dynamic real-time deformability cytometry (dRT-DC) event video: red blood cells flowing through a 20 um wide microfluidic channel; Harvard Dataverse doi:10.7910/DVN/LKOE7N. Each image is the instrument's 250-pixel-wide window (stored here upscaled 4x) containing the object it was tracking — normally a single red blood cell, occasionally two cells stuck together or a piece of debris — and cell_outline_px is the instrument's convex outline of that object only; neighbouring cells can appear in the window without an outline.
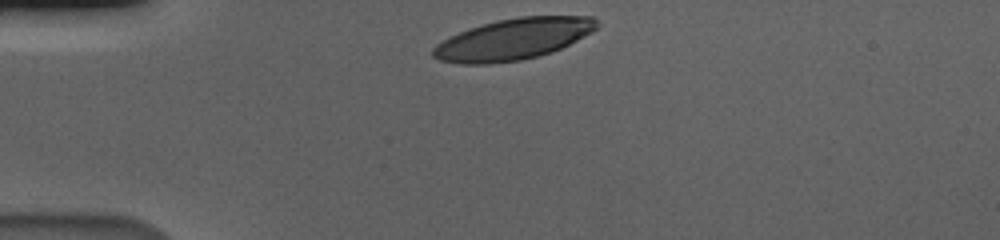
{"species": "human", "species_latin": "Homo sapiens", "temperature_condition": "cold", "stored_images_in_passage": 34, "camera_frame_rate_fps": 3000, "um_per_image_px": 0.085, "donor": {"sex": "male"}, "frame": {"image": 1, "passage_image": 1, "time_ms": 0.0, "image_size_px": [1000, 240], "cell_outline_px": [[596, 28], [592, 32], [552, 52], [520, 60], [488, 64], [460, 64], [440, 60], [432, 56], [432, 48], [436, 44], [448, 36], [468, 28], [496, 20], [520, 16], [592, 16], [596, 20]], "centroid_in_image_um": [43.56, 3.32], "position_along_channel_um": 41.4, "area_um2": 39.3}}
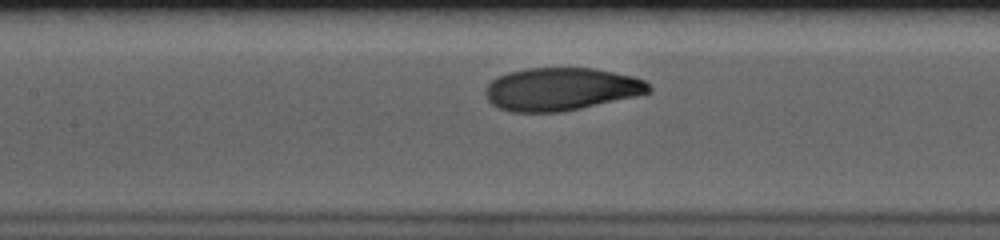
{"frame": {"image": 2, "passage_image": 14, "time_ms": 4.333, "image_size_px": [1000, 240], "cell_outline_px": [[652, 92], [636, 96], [580, 108], [560, 112], [512, 112], [500, 108], [492, 104], [488, 100], [484, 92], [488, 84], [492, 80], [508, 72], [528, 68], [592, 68], [632, 76], [644, 80], [652, 88]], "centroid_in_image_um": [47.69, 7.58], "position_along_channel_um": 159.7, "area_um2": 40.58}}
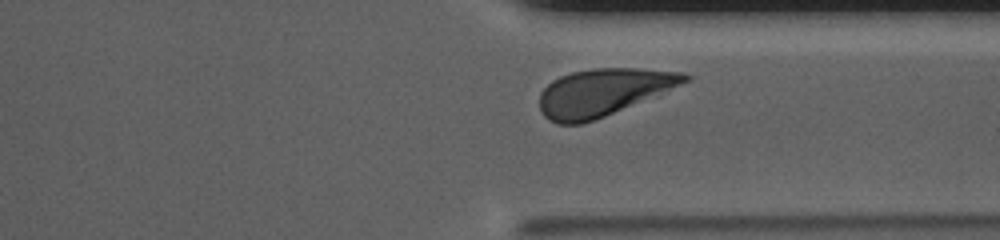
{"frame": {"image": 3, "passage_image": 31, "time_ms": 10.0, "image_size_px": [1000, 240], "cell_outline_px": [[692, 76], [688, 80], [680, 84], [604, 116], [580, 124], [556, 124], [548, 120], [540, 112], [540, 92], [552, 80], [560, 76], [572, 72], [592, 68], [636, 68], [684, 72]], "centroid_in_image_um": [51.19, 7.83], "position_along_channel_um": 360.2, "area_um2": 39.3}, "authors_computed_cell_mechanics": {"area_um2": 40.8646, "velocity_mm_per_s": 3.5416, "shape_relaxation_time_tau1_ms": 4.3183, "shape_relaxation_time_tau2_ms": 2.9326, "deformation_change_tau1": 0.2186, "deformation_change_tau2": 0.0678}}